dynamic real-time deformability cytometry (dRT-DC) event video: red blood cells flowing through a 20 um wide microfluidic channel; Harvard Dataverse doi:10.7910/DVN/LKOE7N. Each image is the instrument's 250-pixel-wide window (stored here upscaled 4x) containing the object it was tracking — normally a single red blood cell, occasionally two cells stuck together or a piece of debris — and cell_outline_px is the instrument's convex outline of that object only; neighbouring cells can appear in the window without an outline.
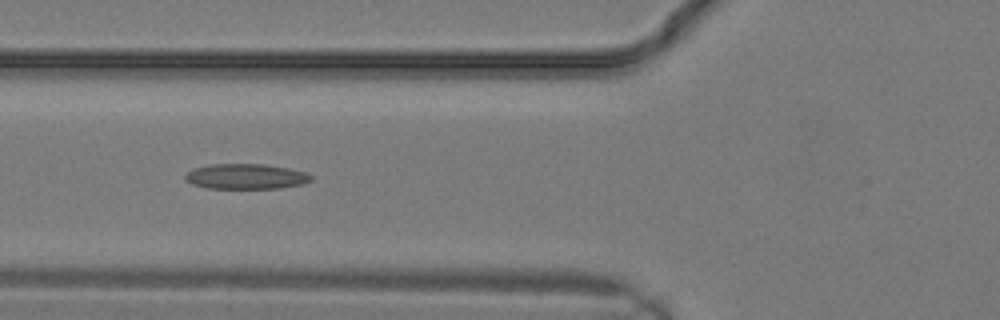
{"species": "common noctule bat (a hibernating species)", "species_latin": "Nyctalus noctula", "temperature_condition": "warm", "stored_images_in_passage": 15, "camera_frame_rate_fps": 3000, "um_per_image_px": 0.085, "animal": {"sex": "male", "body_mass_g": 19.2, "forearm_length_mm": 51.8}, "frame": {"image": 1, "passage_image": 9, "time_ms": 2.667, "image_size_px": [1000, 320], "cell_outline_px": [[312, 180], [300, 184], [280, 188], [208, 188], [192, 184], [184, 180], [184, 176], [192, 168], [212, 164], [264, 164], [288, 168], [308, 172], [312, 176]], "centroid_in_image_um": [20.89, 14.99], "position_along_channel_um": 104.9, "area_um2": 18.55}}
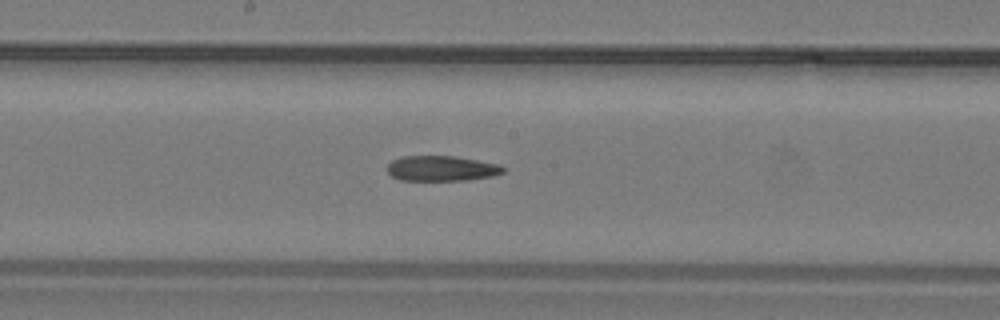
{"frame": {"image": 2, "passage_image": 13, "time_ms": 4.0, "image_size_px": [1000, 320], "cell_outline_px": [[504, 172], [492, 176], [464, 180], [400, 180], [392, 176], [388, 172], [388, 164], [392, 160], [404, 156], [452, 156], [500, 164], [504, 168]], "centroid_in_image_um": [37.52, 14.31], "position_along_channel_um": 210.7, "area_um2": 16.88}}
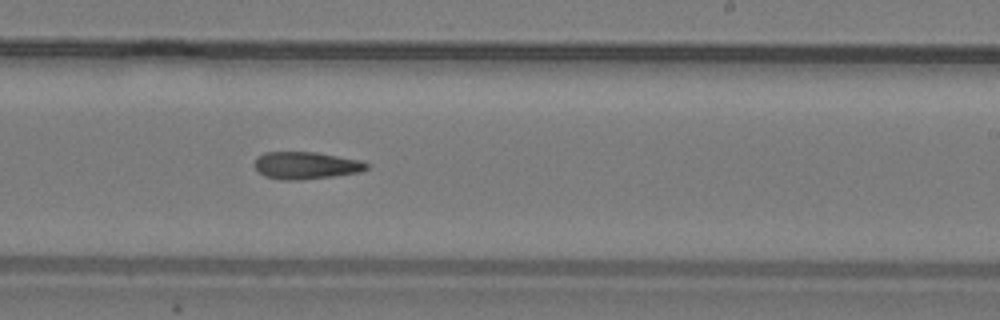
{"frame": {"image": 3, "passage_image": 15, "time_ms": 4.667, "image_size_px": [1000, 320], "cell_outline_px": [[368, 168], [360, 172], [332, 176], [300, 180], [284, 180], [264, 176], [256, 168], [256, 156], [264, 152], [316, 152], [364, 160], [368, 164]], "centroid_in_image_um": [26.04, 14.05], "position_along_channel_um": 263.0, "area_um2": 17.86}}